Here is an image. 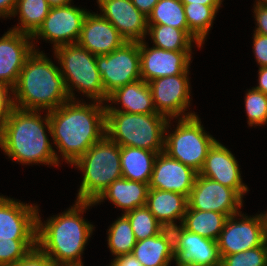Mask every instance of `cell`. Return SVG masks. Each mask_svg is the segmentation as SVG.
Returning a JSON list of instances; mask_svg holds the SVG:
<instances>
[{
    "label": "cell",
    "instance_id": "6da1fadb",
    "mask_svg": "<svg viewBox=\"0 0 267 266\" xmlns=\"http://www.w3.org/2000/svg\"><path fill=\"white\" fill-rule=\"evenodd\" d=\"M93 103L69 100L48 112L53 143L71 165L106 135V105Z\"/></svg>",
    "mask_w": 267,
    "mask_h": 266
},
{
    "label": "cell",
    "instance_id": "7a4b0ae2",
    "mask_svg": "<svg viewBox=\"0 0 267 266\" xmlns=\"http://www.w3.org/2000/svg\"><path fill=\"white\" fill-rule=\"evenodd\" d=\"M68 211L43 224L37 212V247L56 265H83L81 255L94 226L80 214L93 202L75 201Z\"/></svg>",
    "mask_w": 267,
    "mask_h": 266
},
{
    "label": "cell",
    "instance_id": "3957f363",
    "mask_svg": "<svg viewBox=\"0 0 267 266\" xmlns=\"http://www.w3.org/2000/svg\"><path fill=\"white\" fill-rule=\"evenodd\" d=\"M39 111L13 108L0 136V147L11 160L27 164L42 163L57 166L59 156L50 144L49 114L41 118ZM44 121V122H43Z\"/></svg>",
    "mask_w": 267,
    "mask_h": 266
},
{
    "label": "cell",
    "instance_id": "277c9868",
    "mask_svg": "<svg viewBox=\"0 0 267 266\" xmlns=\"http://www.w3.org/2000/svg\"><path fill=\"white\" fill-rule=\"evenodd\" d=\"M44 54L35 49L27 58L11 91L15 108L50 112L70 100L60 68Z\"/></svg>",
    "mask_w": 267,
    "mask_h": 266
},
{
    "label": "cell",
    "instance_id": "5b68a950",
    "mask_svg": "<svg viewBox=\"0 0 267 266\" xmlns=\"http://www.w3.org/2000/svg\"><path fill=\"white\" fill-rule=\"evenodd\" d=\"M168 120L159 113L106 111V136L120 146L161 153L164 151V134Z\"/></svg>",
    "mask_w": 267,
    "mask_h": 266
},
{
    "label": "cell",
    "instance_id": "8992f818",
    "mask_svg": "<svg viewBox=\"0 0 267 266\" xmlns=\"http://www.w3.org/2000/svg\"><path fill=\"white\" fill-rule=\"evenodd\" d=\"M120 145L106 135L72 165L83 172L76 201L94 202L115 180L122 178Z\"/></svg>",
    "mask_w": 267,
    "mask_h": 266
},
{
    "label": "cell",
    "instance_id": "52a82bcc",
    "mask_svg": "<svg viewBox=\"0 0 267 266\" xmlns=\"http://www.w3.org/2000/svg\"><path fill=\"white\" fill-rule=\"evenodd\" d=\"M60 62V73L64 78L70 100H75L73 90L77 89L92 101L108 100L101 75L96 66V56L78 43L65 44L54 49ZM74 87V89L72 88Z\"/></svg>",
    "mask_w": 267,
    "mask_h": 266
},
{
    "label": "cell",
    "instance_id": "ba28073f",
    "mask_svg": "<svg viewBox=\"0 0 267 266\" xmlns=\"http://www.w3.org/2000/svg\"><path fill=\"white\" fill-rule=\"evenodd\" d=\"M170 121L165 128L163 152L199 173L209 149L217 140L204 131L197 115L179 118L175 131L167 134Z\"/></svg>",
    "mask_w": 267,
    "mask_h": 266
},
{
    "label": "cell",
    "instance_id": "9c48e42d",
    "mask_svg": "<svg viewBox=\"0 0 267 266\" xmlns=\"http://www.w3.org/2000/svg\"><path fill=\"white\" fill-rule=\"evenodd\" d=\"M96 66L107 96L141 79L140 42H125L111 53L96 56Z\"/></svg>",
    "mask_w": 267,
    "mask_h": 266
},
{
    "label": "cell",
    "instance_id": "30bf717a",
    "mask_svg": "<svg viewBox=\"0 0 267 266\" xmlns=\"http://www.w3.org/2000/svg\"><path fill=\"white\" fill-rule=\"evenodd\" d=\"M238 216H242V218H236ZM237 219L240 221H237ZM266 241L267 233L265 232L261 215L248 217L240 212L227 218L217 239V244L222 258L226 255L244 252L261 246Z\"/></svg>",
    "mask_w": 267,
    "mask_h": 266
},
{
    "label": "cell",
    "instance_id": "8fae6325",
    "mask_svg": "<svg viewBox=\"0 0 267 266\" xmlns=\"http://www.w3.org/2000/svg\"><path fill=\"white\" fill-rule=\"evenodd\" d=\"M189 70L183 74L160 77L148 82L155 111L168 119L196 115L185 113L190 104ZM185 114V115H184Z\"/></svg>",
    "mask_w": 267,
    "mask_h": 266
},
{
    "label": "cell",
    "instance_id": "7c38bea8",
    "mask_svg": "<svg viewBox=\"0 0 267 266\" xmlns=\"http://www.w3.org/2000/svg\"><path fill=\"white\" fill-rule=\"evenodd\" d=\"M242 205L243 198L234 189L197 174L187 209L214 211L229 217L239 214Z\"/></svg>",
    "mask_w": 267,
    "mask_h": 266
},
{
    "label": "cell",
    "instance_id": "4fadbf2b",
    "mask_svg": "<svg viewBox=\"0 0 267 266\" xmlns=\"http://www.w3.org/2000/svg\"><path fill=\"white\" fill-rule=\"evenodd\" d=\"M88 11L71 4L51 7L43 24L32 35V39L42 38L52 41L53 48L77 43Z\"/></svg>",
    "mask_w": 267,
    "mask_h": 266
},
{
    "label": "cell",
    "instance_id": "5bb4252c",
    "mask_svg": "<svg viewBox=\"0 0 267 266\" xmlns=\"http://www.w3.org/2000/svg\"><path fill=\"white\" fill-rule=\"evenodd\" d=\"M176 263L187 266H221L217 241L192 233L181 225L171 228Z\"/></svg>",
    "mask_w": 267,
    "mask_h": 266
},
{
    "label": "cell",
    "instance_id": "9a60e30c",
    "mask_svg": "<svg viewBox=\"0 0 267 266\" xmlns=\"http://www.w3.org/2000/svg\"><path fill=\"white\" fill-rule=\"evenodd\" d=\"M32 36L14 30L0 38V85L13 90L27 58L35 50Z\"/></svg>",
    "mask_w": 267,
    "mask_h": 266
},
{
    "label": "cell",
    "instance_id": "2e32d148",
    "mask_svg": "<svg viewBox=\"0 0 267 266\" xmlns=\"http://www.w3.org/2000/svg\"><path fill=\"white\" fill-rule=\"evenodd\" d=\"M38 206L0 196V240L37 239Z\"/></svg>",
    "mask_w": 267,
    "mask_h": 266
},
{
    "label": "cell",
    "instance_id": "e0dca14e",
    "mask_svg": "<svg viewBox=\"0 0 267 266\" xmlns=\"http://www.w3.org/2000/svg\"><path fill=\"white\" fill-rule=\"evenodd\" d=\"M192 51H171L153 46L148 48L146 42L140 41L141 79L145 82L183 74L189 69Z\"/></svg>",
    "mask_w": 267,
    "mask_h": 266
},
{
    "label": "cell",
    "instance_id": "ac0fdd59",
    "mask_svg": "<svg viewBox=\"0 0 267 266\" xmlns=\"http://www.w3.org/2000/svg\"><path fill=\"white\" fill-rule=\"evenodd\" d=\"M99 8L127 42L143 41L147 35L148 17L131 0H97Z\"/></svg>",
    "mask_w": 267,
    "mask_h": 266
},
{
    "label": "cell",
    "instance_id": "d6986e66",
    "mask_svg": "<svg viewBox=\"0 0 267 266\" xmlns=\"http://www.w3.org/2000/svg\"><path fill=\"white\" fill-rule=\"evenodd\" d=\"M197 174L193 168L161 152L155 159L149 189L172 191L189 197Z\"/></svg>",
    "mask_w": 267,
    "mask_h": 266
},
{
    "label": "cell",
    "instance_id": "ffe728a7",
    "mask_svg": "<svg viewBox=\"0 0 267 266\" xmlns=\"http://www.w3.org/2000/svg\"><path fill=\"white\" fill-rule=\"evenodd\" d=\"M237 163L231 151L217 140L209 149L204 165L198 174L234 189L243 198L248 187L242 183Z\"/></svg>",
    "mask_w": 267,
    "mask_h": 266
},
{
    "label": "cell",
    "instance_id": "44dd1931",
    "mask_svg": "<svg viewBox=\"0 0 267 266\" xmlns=\"http://www.w3.org/2000/svg\"><path fill=\"white\" fill-rule=\"evenodd\" d=\"M125 42L127 41L107 19L89 11L84 19L77 43L98 56L115 51Z\"/></svg>",
    "mask_w": 267,
    "mask_h": 266
},
{
    "label": "cell",
    "instance_id": "7402d4cb",
    "mask_svg": "<svg viewBox=\"0 0 267 266\" xmlns=\"http://www.w3.org/2000/svg\"><path fill=\"white\" fill-rule=\"evenodd\" d=\"M107 102L121 103V108L106 105V111H122L127 113L151 114L157 113L153 103L150 87L142 79L128 83L108 96Z\"/></svg>",
    "mask_w": 267,
    "mask_h": 266
},
{
    "label": "cell",
    "instance_id": "603a6c76",
    "mask_svg": "<svg viewBox=\"0 0 267 266\" xmlns=\"http://www.w3.org/2000/svg\"><path fill=\"white\" fill-rule=\"evenodd\" d=\"M146 206L164 228L171 229L177 226L175 220L182 222L188 197L177 192L149 189Z\"/></svg>",
    "mask_w": 267,
    "mask_h": 266
},
{
    "label": "cell",
    "instance_id": "cb8c5ba5",
    "mask_svg": "<svg viewBox=\"0 0 267 266\" xmlns=\"http://www.w3.org/2000/svg\"><path fill=\"white\" fill-rule=\"evenodd\" d=\"M142 266H169L174 259V237L171 229L137 241L131 253Z\"/></svg>",
    "mask_w": 267,
    "mask_h": 266
},
{
    "label": "cell",
    "instance_id": "d4e9b609",
    "mask_svg": "<svg viewBox=\"0 0 267 266\" xmlns=\"http://www.w3.org/2000/svg\"><path fill=\"white\" fill-rule=\"evenodd\" d=\"M148 192L149 184L120 178L110 184L93 203L99 204V202L108 199L126 213L137 207L145 206Z\"/></svg>",
    "mask_w": 267,
    "mask_h": 266
},
{
    "label": "cell",
    "instance_id": "484cf974",
    "mask_svg": "<svg viewBox=\"0 0 267 266\" xmlns=\"http://www.w3.org/2000/svg\"><path fill=\"white\" fill-rule=\"evenodd\" d=\"M158 153L131 146H120L122 178L149 184Z\"/></svg>",
    "mask_w": 267,
    "mask_h": 266
},
{
    "label": "cell",
    "instance_id": "4316f807",
    "mask_svg": "<svg viewBox=\"0 0 267 266\" xmlns=\"http://www.w3.org/2000/svg\"><path fill=\"white\" fill-rule=\"evenodd\" d=\"M228 216L214 211L187 209L181 226L200 236L217 241Z\"/></svg>",
    "mask_w": 267,
    "mask_h": 266
},
{
    "label": "cell",
    "instance_id": "83f0119b",
    "mask_svg": "<svg viewBox=\"0 0 267 266\" xmlns=\"http://www.w3.org/2000/svg\"><path fill=\"white\" fill-rule=\"evenodd\" d=\"M148 24H162L184 30L201 48L202 43L188 30L184 4L180 0H159L151 14Z\"/></svg>",
    "mask_w": 267,
    "mask_h": 266
},
{
    "label": "cell",
    "instance_id": "f1b7e54d",
    "mask_svg": "<svg viewBox=\"0 0 267 266\" xmlns=\"http://www.w3.org/2000/svg\"><path fill=\"white\" fill-rule=\"evenodd\" d=\"M51 6L47 0H17L16 7L12 16L19 13L20 26L13 27L11 30L33 35L43 24Z\"/></svg>",
    "mask_w": 267,
    "mask_h": 266
},
{
    "label": "cell",
    "instance_id": "f546056e",
    "mask_svg": "<svg viewBox=\"0 0 267 266\" xmlns=\"http://www.w3.org/2000/svg\"><path fill=\"white\" fill-rule=\"evenodd\" d=\"M147 34L157 48L171 51H191L195 41L182 29L162 24H148Z\"/></svg>",
    "mask_w": 267,
    "mask_h": 266
},
{
    "label": "cell",
    "instance_id": "4dcf8cb0",
    "mask_svg": "<svg viewBox=\"0 0 267 266\" xmlns=\"http://www.w3.org/2000/svg\"><path fill=\"white\" fill-rule=\"evenodd\" d=\"M220 6L184 4L188 30L202 43L210 31Z\"/></svg>",
    "mask_w": 267,
    "mask_h": 266
},
{
    "label": "cell",
    "instance_id": "1f68e13d",
    "mask_svg": "<svg viewBox=\"0 0 267 266\" xmlns=\"http://www.w3.org/2000/svg\"><path fill=\"white\" fill-rule=\"evenodd\" d=\"M108 248L117 258L131 254L137 242L128 218L122 214L108 230Z\"/></svg>",
    "mask_w": 267,
    "mask_h": 266
},
{
    "label": "cell",
    "instance_id": "d6a6232c",
    "mask_svg": "<svg viewBox=\"0 0 267 266\" xmlns=\"http://www.w3.org/2000/svg\"><path fill=\"white\" fill-rule=\"evenodd\" d=\"M124 215L128 218L137 241L155 236L165 229L146 205L130 210Z\"/></svg>",
    "mask_w": 267,
    "mask_h": 266
},
{
    "label": "cell",
    "instance_id": "836d02e7",
    "mask_svg": "<svg viewBox=\"0 0 267 266\" xmlns=\"http://www.w3.org/2000/svg\"><path fill=\"white\" fill-rule=\"evenodd\" d=\"M37 247V239L0 240V266H9Z\"/></svg>",
    "mask_w": 267,
    "mask_h": 266
},
{
    "label": "cell",
    "instance_id": "e575fe53",
    "mask_svg": "<svg viewBox=\"0 0 267 266\" xmlns=\"http://www.w3.org/2000/svg\"><path fill=\"white\" fill-rule=\"evenodd\" d=\"M245 109L249 126L267 123V95L252 87L245 94Z\"/></svg>",
    "mask_w": 267,
    "mask_h": 266
},
{
    "label": "cell",
    "instance_id": "d590c367",
    "mask_svg": "<svg viewBox=\"0 0 267 266\" xmlns=\"http://www.w3.org/2000/svg\"><path fill=\"white\" fill-rule=\"evenodd\" d=\"M221 266H267V241L261 246L222 257Z\"/></svg>",
    "mask_w": 267,
    "mask_h": 266
},
{
    "label": "cell",
    "instance_id": "8d00e7d4",
    "mask_svg": "<svg viewBox=\"0 0 267 266\" xmlns=\"http://www.w3.org/2000/svg\"><path fill=\"white\" fill-rule=\"evenodd\" d=\"M56 264L38 247L32 249L25 257L9 266H55Z\"/></svg>",
    "mask_w": 267,
    "mask_h": 266
},
{
    "label": "cell",
    "instance_id": "74e56055",
    "mask_svg": "<svg viewBox=\"0 0 267 266\" xmlns=\"http://www.w3.org/2000/svg\"><path fill=\"white\" fill-rule=\"evenodd\" d=\"M9 91L11 90L0 85V136L3 126L9 118L10 112L14 108L13 98H11L13 96L10 95L12 93Z\"/></svg>",
    "mask_w": 267,
    "mask_h": 266
},
{
    "label": "cell",
    "instance_id": "f35d334b",
    "mask_svg": "<svg viewBox=\"0 0 267 266\" xmlns=\"http://www.w3.org/2000/svg\"><path fill=\"white\" fill-rule=\"evenodd\" d=\"M253 35V52L256 62L259 68L267 67V36L255 32Z\"/></svg>",
    "mask_w": 267,
    "mask_h": 266
},
{
    "label": "cell",
    "instance_id": "ab89813d",
    "mask_svg": "<svg viewBox=\"0 0 267 266\" xmlns=\"http://www.w3.org/2000/svg\"><path fill=\"white\" fill-rule=\"evenodd\" d=\"M255 20L257 28L255 33L267 36V4L263 0H256L254 5Z\"/></svg>",
    "mask_w": 267,
    "mask_h": 266
},
{
    "label": "cell",
    "instance_id": "60d3db41",
    "mask_svg": "<svg viewBox=\"0 0 267 266\" xmlns=\"http://www.w3.org/2000/svg\"><path fill=\"white\" fill-rule=\"evenodd\" d=\"M159 0H131L134 6L148 17Z\"/></svg>",
    "mask_w": 267,
    "mask_h": 266
},
{
    "label": "cell",
    "instance_id": "b9f144b4",
    "mask_svg": "<svg viewBox=\"0 0 267 266\" xmlns=\"http://www.w3.org/2000/svg\"><path fill=\"white\" fill-rule=\"evenodd\" d=\"M113 266H142L141 263L132 255H122L117 258H114L111 261Z\"/></svg>",
    "mask_w": 267,
    "mask_h": 266
},
{
    "label": "cell",
    "instance_id": "7bdbcfd3",
    "mask_svg": "<svg viewBox=\"0 0 267 266\" xmlns=\"http://www.w3.org/2000/svg\"><path fill=\"white\" fill-rule=\"evenodd\" d=\"M16 4L17 0H0V17H11Z\"/></svg>",
    "mask_w": 267,
    "mask_h": 266
},
{
    "label": "cell",
    "instance_id": "ee69618b",
    "mask_svg": "<svg viewBox=\"0 0 267 266\" xmlns=\"http://www.w3.org/2000/svg\"><path fill=\"white\" fill-rule=\"evenodd\" d=\"M258 86L254 87L256 90L267 95V67L259 68Z\"/></svg>",
    "mask_w": 267,
    "mask_h": 266
},
{
    "label": "cell",
    "instance_id": "f6af8a7d",
    "mask_svg": "<svg viewBox=\"0 0 267 266\" xmlns=\"http://www.w3.org/2000/svg\"><path fill=\"white\" fill-rule=\"evenodd\" d=\"M183 4H202L206 6H221L222 0H180Z\"/></svg>",
    "mask_w": 267,
    "mask_h": 266
},
{
    "label": "cell",
    "instance_id": "bcb514c9",
    "mask_svg": "<svg viewBox=\"0 0 267 266\" xmlns=\"http://www.w3.org/2000/svg\"><path fill=\"white\" fill-rule=\"evenodd\" d=\"M72 0H47V3L51 7H59V6H66L71 4Z\"/></svg>",
    "mask_w": 267,
    "mask_h": 266
},
{
    "label": "cell",
    "instance_id": "7dc6e473",
    "mask_svg": "<svg viewBox=\"0 0 267 266\" xmlns=\"http://www.w3.org/2000/svg\"><path fill=\"white\" fill-rule=\"evenodd\" d=\"M260 215H261L262 222L265 228V232L267 233V212L265 214L261 213Z\"/></svg>",
    "mask_w": 267,
    "mask_h": 266
},
{
    "label": "cell",
    "instance_id": "c3c4849f",
    "mask_svg": "<svg viewBox=\"0 0 267 266\" xmlns=\"http://www.w3.org/2000/svg\"><path fill=\"white\" fill-rule=\"evenodd\" d=\"M55 266H84V265H55Z\"/></svg>",
    "mask_w": 267,
    "mask_h": 266
},
{
    "label": "cell",
    "instance_id": "681fc988",
    "mask_svg": "<svg viewBox=\"0 0 267 266\" xmlns=\"http://www.w3.org/2000/svg\"><path fill=\"white\" fill-rule=\"evenodd\" d=\"M176 266H187V265H183V264H180V263H176Z\"/></svg>",
    "mask_w": 267,
    "mask_h": 266
}]
</instances>
